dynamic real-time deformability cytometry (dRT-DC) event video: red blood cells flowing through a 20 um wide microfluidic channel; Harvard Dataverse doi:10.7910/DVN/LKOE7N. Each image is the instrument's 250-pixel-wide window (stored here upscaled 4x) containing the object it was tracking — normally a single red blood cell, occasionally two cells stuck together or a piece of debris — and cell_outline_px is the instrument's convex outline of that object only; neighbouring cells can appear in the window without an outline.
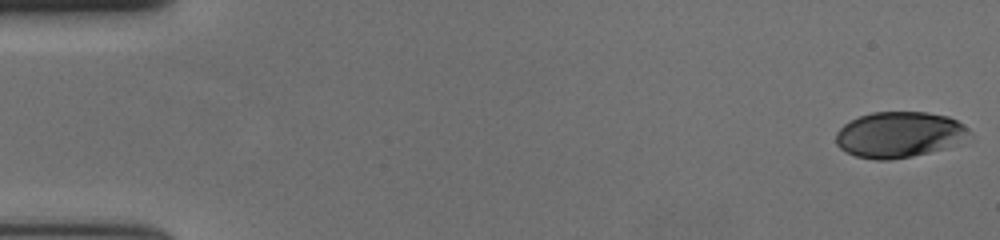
{"species": "human", "species_latin": "Homo sapiens", "temperature_condition": "cold", "stored_images_in_passage": 57, "camera_frame_rate_fps": 3000, "um_per_image_px": 0.085, "donor": {"sex": "female"}, "frame": {"image": 1, "passage_image": 1, "time_ms": 0.0, "image_size_px": [1000, 240], "cell_outline_px": [[972, 136], [944, 148], [912, 156], [888, 160], [876, 160], [856, 156], [844, 152], [836, 144], [836, 132], [844, 124], [860, 116], [872, 112], [928, 112], [948, 116], [964, 124], [972, 132]], "centroid_in_image_um": [76.43, 11.44], "position_along_channel_um": 8.6, "area_um2": 35.66}}
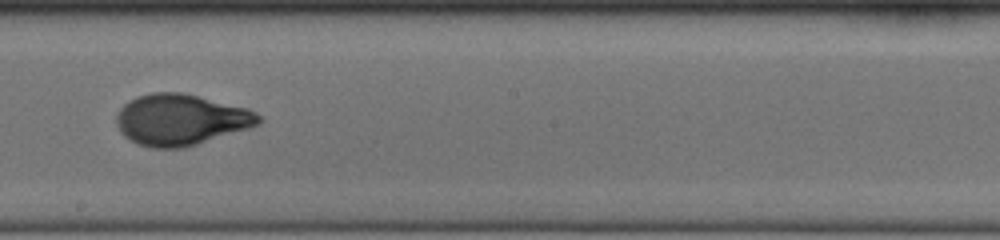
{"frame": {"image": 2, "passage_image": 33, "time_ms": 10.667, "image_size_px": [1000, 240], "cell_outline_px": [[264, 120], [260, 124], [248, 128], [184, 148], [152, 148], [136, 144], [124, 136], [120, 132], [116, 124], [116, 116], [120, 108], [128, 100], [136, 96], [152, 92], [184, 92], [248, 108], [256, 112]], "centroid_in_image_um": [15.35, 10.16], "position_along_channel_um": 232.8, "area_um2": 42.71}}
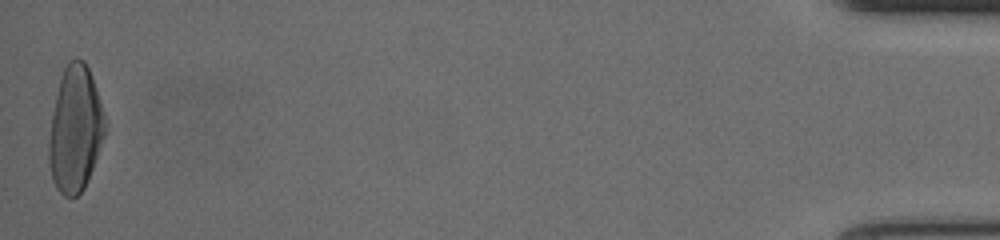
{"frame": {"image": 3, "passage_image": 57, "time_ms": 18.667, "image_size_px": [1000, 240], "cell_outline_px": [[104, 136], [88, 180], [84, 188], [76, 196], [64, 196], [56, 188], [52, 180], [48, 164], [48, 140], [52, 116], [60, 76], [68, 60], [76, 56], [84, 60], [88, 68], [96, 88], [104, 112]], "centroid_in_image_um": [6.37, 10.96], "position_along_channel_um": 428.8, "area_um2": 41.04}, "authors_computed_cell_mechanics": {"area_um2": 39.9976, "velocity_mm_per_s": 3.6472, "shape_relaxation_time_tau1_ms": 4.1956, "shape_relaxation_time_tau2_ms": 0.73, "deformation_change_tau1": 0.1946, "deformation_change_tau2": 0.0551}}